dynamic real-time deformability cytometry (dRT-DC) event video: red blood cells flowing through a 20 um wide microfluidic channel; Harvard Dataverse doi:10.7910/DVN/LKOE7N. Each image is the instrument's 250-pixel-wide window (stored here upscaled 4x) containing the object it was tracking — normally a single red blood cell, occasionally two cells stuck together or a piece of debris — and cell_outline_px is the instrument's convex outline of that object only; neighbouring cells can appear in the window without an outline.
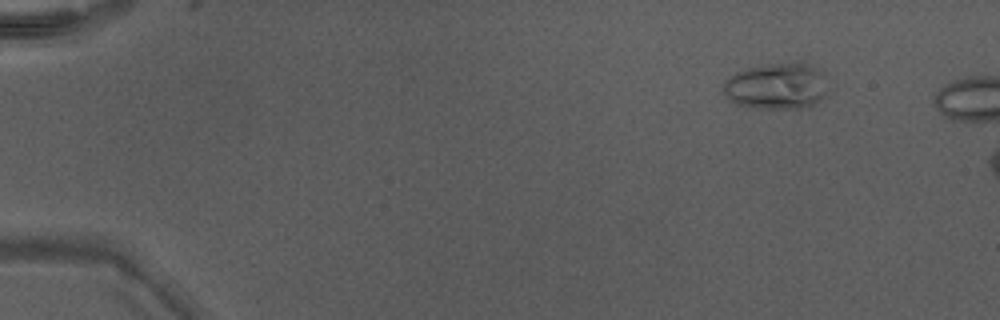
{"species": "Egyptian fruit bat (a non-hibernating species)", "species_latin": "Rousettus aegyptiacus", "temperature_condition": "warm", "stored_images_in_passage": 9, "camera_frame_rate_fps": 3000, "um_per_image_px": 0.085, "animal": {"sex": "male"}, "frame": {"image": 1, "passage_image": 2, "time_ms": 0.333, "image_size_px": [1000, 320], "cell_outline_px": [[828, 96], [816, 104], [808, 108], [760, 108], [736, 104], [728, 100], [724, 96], [724, 80], [736, 72], [748, 68], [768, 64], [804, 64], [820, 68], [824, 72]], "centroid_in_image_um": [66.05, 7.35], "position_along_channel_um": 18.9, "area_um2": 28.44}}